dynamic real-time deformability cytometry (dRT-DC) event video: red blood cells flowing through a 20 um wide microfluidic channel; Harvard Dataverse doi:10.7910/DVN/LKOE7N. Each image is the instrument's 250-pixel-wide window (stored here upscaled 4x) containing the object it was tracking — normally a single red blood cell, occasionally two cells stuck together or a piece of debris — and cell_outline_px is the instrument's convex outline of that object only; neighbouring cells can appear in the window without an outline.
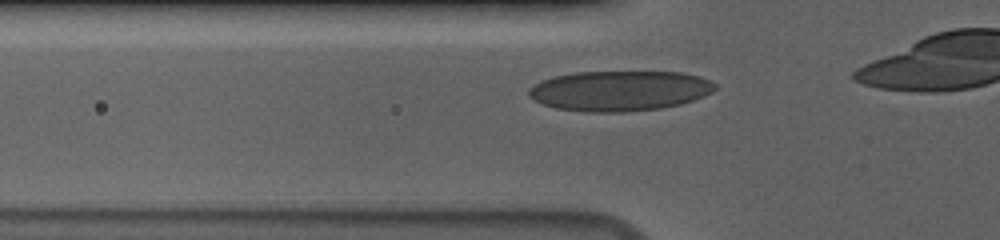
{"species": "human", "species_latin": "Homo sapiens", "temperature_condition": "cold", "stored_images_in_passage": 31, "camera_frame_rate_fps": 3000, "um_per_image_px": 0.085, "donor": {"sex": "male"}, "frame": {"image": 1, "passage_image": 4, "time_ms": 1.0, "image_size_px": [1000, 240], "cell_outline_px": [[716, 88], [712, 92], [704, 96], [680, 104], [660, 108], [624, 112], [584, 112], [556, 108], [544, 104], [528, 96], [528, 88], [532, 84], [540, 80], [552, 76], [576, 72], [680, 72], [700, 76], [716, 84]], "centroid_in_image_um": [52.63, 7.71], "position_along_channel_um": 73.2, "area_um2": 43.81}}
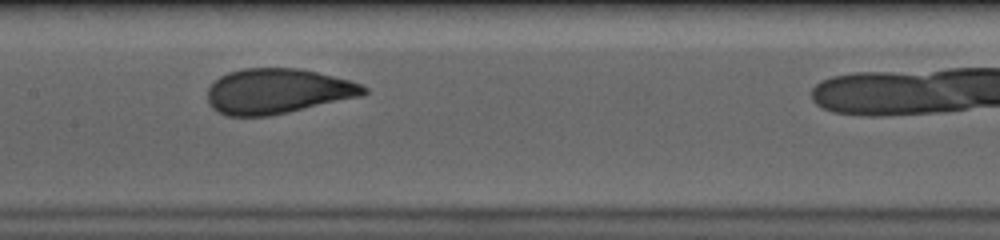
{"frame": {"image": 2, "passage_image": 13, "time_ms": 4.0, "image_size_px": [1000, 240], "cell_outline_px": [[368, 92], [364, 96], [288, 112], [268, 116], [224, 116], [216, 112], [208, 104], [208, 88], [220, 76], [228, 72], [244, 68], [300, 68], [348, 80], [360, 84], [368, 88]], "centroid_in_image_um": [23.58, 7.76], "position_along_channel_um": 183.8, "area_um2": 41.27}}
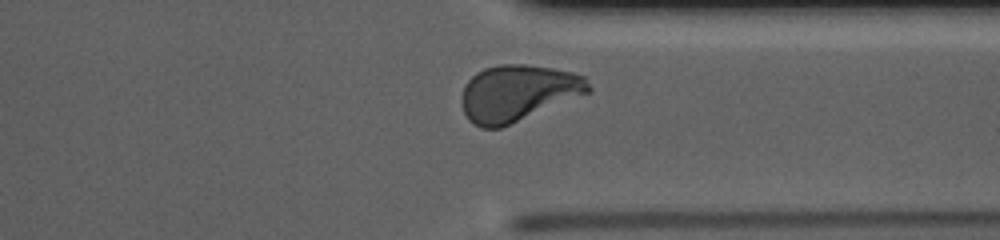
{"frame": {"image": 3, "passage_image": 28, "time_ms": 9.0, "image_size_px": [1000, 240], "cell_outline_px": [[592, 92], [500, 128], [480, 128], [472, 124], [468, 120], [464, 112], [464, 84], [476, 72], [484, 68], [500, 64], [524, 64], [552, 68], [572, 72], [584, 76], [592, 88]], "centroid_in_image_um": [44.05, 7.9], "position_along_channel_um": 367.4, "area_um2": 41.62}}